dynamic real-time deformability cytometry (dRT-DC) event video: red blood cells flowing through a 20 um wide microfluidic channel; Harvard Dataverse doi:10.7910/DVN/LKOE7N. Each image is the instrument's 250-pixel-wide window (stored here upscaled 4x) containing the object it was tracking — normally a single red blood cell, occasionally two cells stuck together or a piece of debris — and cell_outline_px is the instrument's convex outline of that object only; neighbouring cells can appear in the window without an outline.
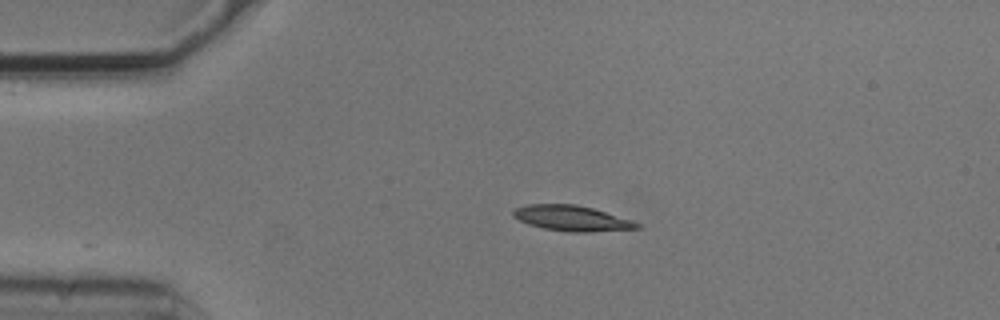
{"species": "common noctule bat (a hibernating species)", "species_latin": "Nyctalus noctula", "temperature_condition": "cold", "stored_images_in_passage": 43, "camera_frame_rate_fps": 3000, "um_per_image_px": 0.085, "animal": {"sex": "male", "body_mass_g": 20.5, "forearm_length_mm": 52.5}, "frame": {"image": 1, "passage_image": 1, "time_ms": 0.0, "image_size_px": [1000, 320], "cell_outline_px": [[640, 228], [588, 232], [572, 232], [544, 228], [528, 224], [512, 216], [512, 212], [516, 208], [528, 204], [576, 204], [592, 208], [632, 220], [640, 224]], "centroid_in_image_um": [48.59, 18.55], "position_along_channel_um": 36.4, "area_um2": 18.15}}
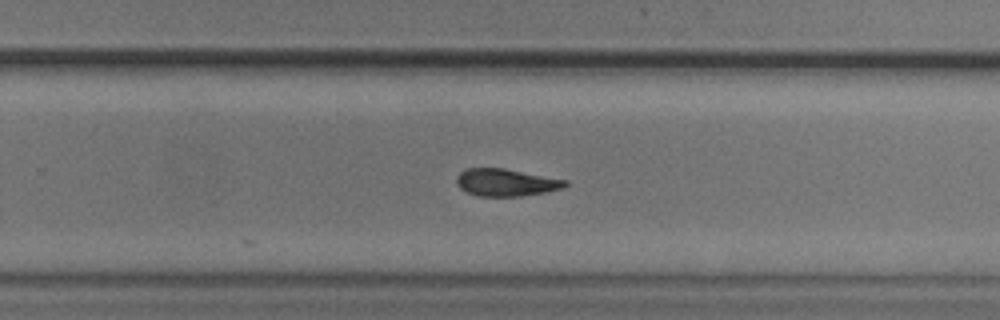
{"frame": {"image": 2, "passage_image": 24, "time_ms": 7.667, "image_size_px": [1000, 320], "cell_outline_px": [[568, 184], [564, 188], [544, 192], [520, 196], [476, 196], [460, 188], [456, 184], [456, 176], [464, 168], [504, 168], [568, 180]], "centroid_in_image_um": [42.99, 15.5], "position_along_channel_um": 286.8, "area_um2": 17.4}}
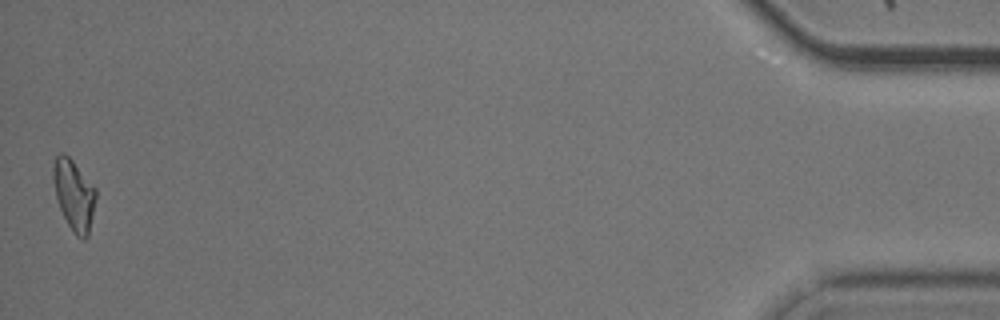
{"frame": {"image": 3, "passage_image": 43, "time_ms": 14.0, "image_size_px": [1000, 320], "cell_outline_px": [[96, 196], [88, 236], [84, 240], [76, 236], [72, 232], [60, 208], [56, 196], [52, 180], [52, 168], [56, 156], [60, 152], [64, 152], [72, 160], [96, 188]], "centroid_in_image_um": [6.27, 16.55], "position_along_channel_um": 428.9, "area_um2": 17.51}, "authors_computed_cell_mechanics": {"area_um2": 17.9758, "velocity_mm_per_s": 3.7187, "shape_relaxation_time_tau1_ms": 4.3775, "shape_relaxation_time_tau2_ms": null, "deformation_change_tau1": 0.1346, "deformation_change_tau2": null}}